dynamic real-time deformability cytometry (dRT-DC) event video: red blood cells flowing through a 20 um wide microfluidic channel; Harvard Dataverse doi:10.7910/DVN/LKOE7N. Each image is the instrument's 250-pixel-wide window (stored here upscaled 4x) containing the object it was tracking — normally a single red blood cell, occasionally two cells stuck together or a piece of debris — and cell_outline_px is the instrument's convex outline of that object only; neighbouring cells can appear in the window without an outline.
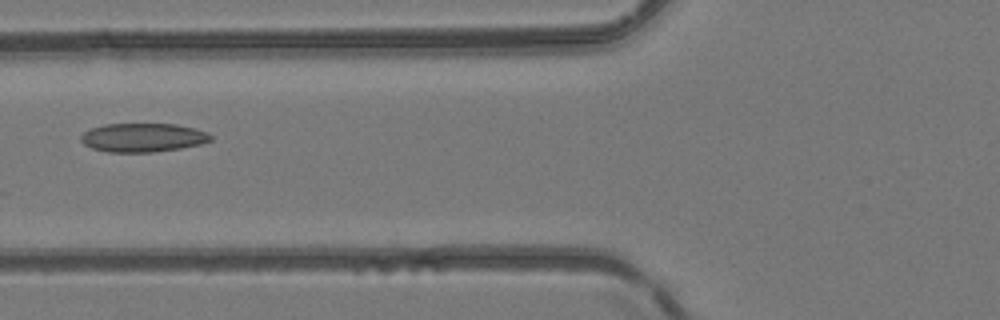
{"species": "common noctule bat (a hibernating species)", "species_latin": "Nyctalus noctula", "temperature_condition": "room temperature", "stored_images_in_passage": 7, "camera_frame_rate_fps": 3000, "um_per_image_px": 0.085, "animal": {"sex": "female", "body_mass_g": 24.6, "forearm_length_mm": 56.2}, "frame": {"image": 1, "passage_image": 7, "time_ms": 7.0, "image_size_px": [1000, 320], "cell_outline_px": [[212, 140], [200, 144], [180, 148], [156, 152], [108, 152], [92, 148], [84, 144], [80, 140], [80, 136], [84, 132], [92, 128], [104, 124], [176, 124], [196, 128], [208, 132], [212, 136]], "centroid_in_image_um": [12.16, 11.69], "position_along_channel_um": 113.6, "area_um2": 21.85}}